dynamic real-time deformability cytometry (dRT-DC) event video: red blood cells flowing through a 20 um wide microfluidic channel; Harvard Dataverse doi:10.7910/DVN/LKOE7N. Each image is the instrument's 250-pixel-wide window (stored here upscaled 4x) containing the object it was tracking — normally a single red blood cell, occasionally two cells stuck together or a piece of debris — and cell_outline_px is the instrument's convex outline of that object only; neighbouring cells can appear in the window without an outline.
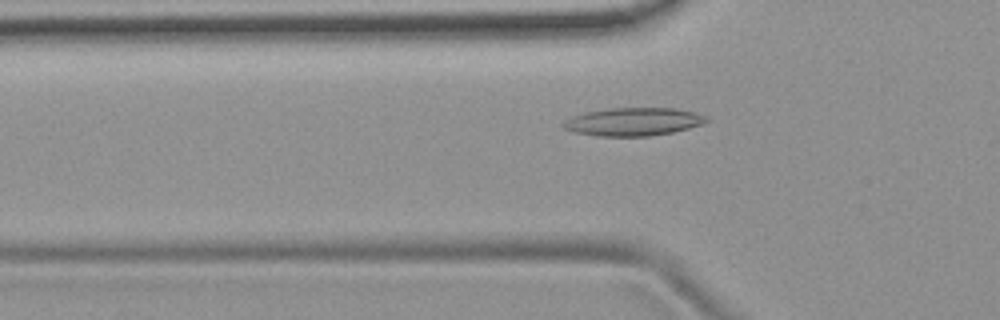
{"species": "common noctule bat (a hibernating species)", "species_latin": "Nyctalus noctula", "temperature_condition": "room temperature", "stored_images_in_passage": 40, "camera_frame_rate_fps": 3000, "um_per_image_px": 0.085, "animal": {"sex": "female", "body_mass_g": 19.9}, "frame": {"image": 1, "passage_image": 5, "time_ms": 1.333, "image_size_px": [1000, 320], "cell_outline_px": [[708, 120], [700, 124], [688, 128], [672, 132], [648, 136], [596, 136], [572, 132], [564, 128], [560, 124], [564, 120], [572, 116], [588, 112], [608, 108], [676, 108], [696, 112], [708, 116]], "centroid_in_image_um": [53.8, 10.34], "position_along_channel_um": 72.0, "area_um2": 23.47}}
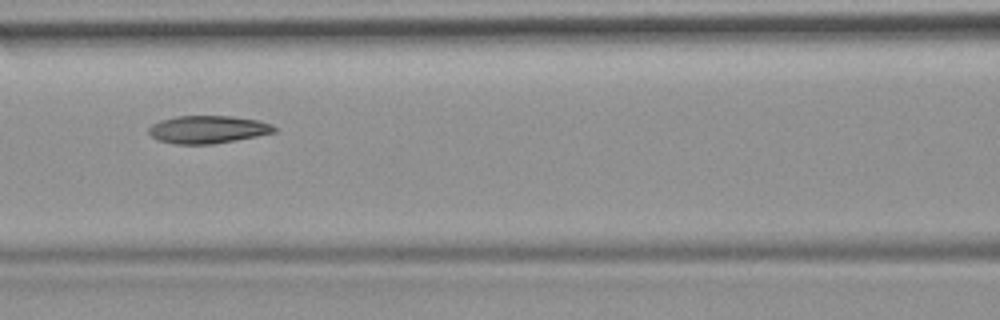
{"frame": {"image": 2, "passage_image": 11, "time_ms": 3.333, "image_size_px": [1000, 320], "cell_outline_px": [[276, 132], [236, 140], [212, 144], [176, 144], [160, 140], [152, 136], [148, 132], [148, 128], [152, 124], [160, 120], [176, 116], [232, 116], [260, 120], [272, 124], [276, 128]], "centroid_in_image_um": [17.68, 10.99], "position_along_channel_um": 148.9, "area_um2": 20.29}}
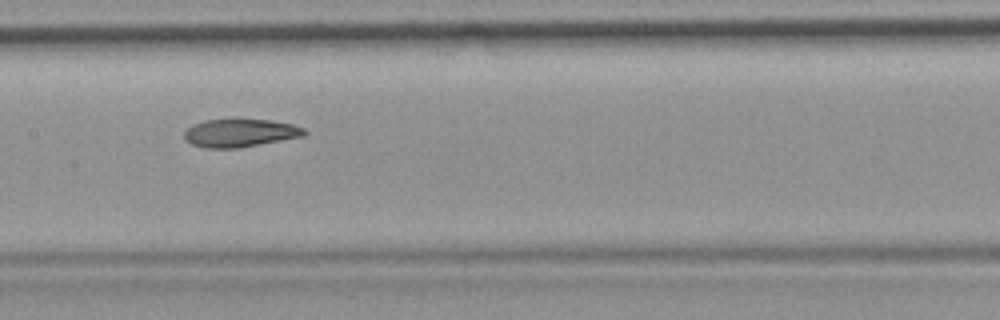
{"frame": {"image": 3, "passage_image": 14, "time_ms": 4.333, "image_size_px": [1000, 320], "cell_outline_px": [[308, 132], [304, 136], [240, 148], [204, 148], [192, 144], [184, 140], [184, 132], [192, 124], [204, 120], [236, 116], [272, 120], [292, 124], [304, 128]], "centroid_in_image_um": [20.39, 11.25], "position_along_channel_um": 187.0, "area_um2": 20.63}, "authors_computed_cell_mechanics": {"area_um2": 20.7213, "velocity_mm_per_s": 3.8213, "shape_relaxation_time_tau1_ms": 9.1384, "shape_relaxation_time_tau2_ms": 5.4832, "deformation_change_tau1": 0.1995, "deformation_change_tau2": 0.1319}}